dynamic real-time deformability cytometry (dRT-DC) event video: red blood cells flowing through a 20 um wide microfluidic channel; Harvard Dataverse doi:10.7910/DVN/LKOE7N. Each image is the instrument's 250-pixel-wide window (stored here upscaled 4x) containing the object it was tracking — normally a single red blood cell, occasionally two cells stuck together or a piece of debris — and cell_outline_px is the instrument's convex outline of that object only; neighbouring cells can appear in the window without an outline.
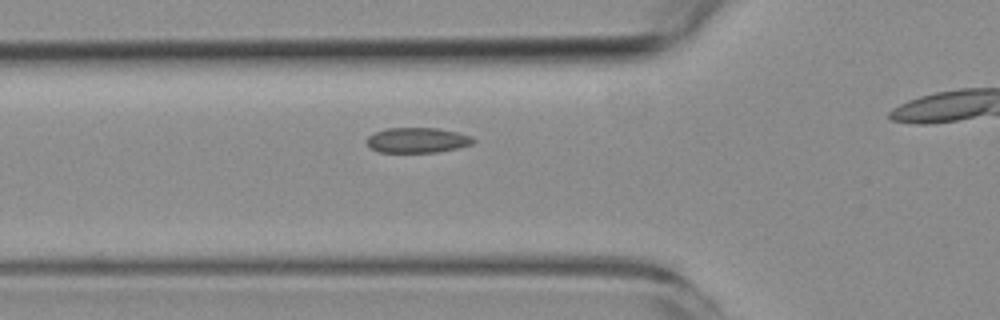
{"species": "common noctule bat (a hibernating species)", "species_latin": "Nyctalus noctula", "temperature_condition": "room temperature", "stored_images_in_passage": 4, "camera_frame_rate_fps": 3000, "um_per_image_px": 0.085, "animal": {"sex": "female", "body_mass_g": 19.3, "forearm_length_mm": 54.1}, "frame": {"image": 1, "passage_image": 3, "time_ms": 4.0, "image_size_px": [1000, 320], "cell_outline_px": [[476, 140], [472, 144], [456, 148], [436, 152], [380, 152], [372, 148], [368, 144], [368, 136], [376, 132], [388, 128], [436, 128], [456, 132], [472, 136]], "centroid_in_image_um": [35.5, 11.91], "position_along_channel_um": 90.3, "area_um2": 15.37}}